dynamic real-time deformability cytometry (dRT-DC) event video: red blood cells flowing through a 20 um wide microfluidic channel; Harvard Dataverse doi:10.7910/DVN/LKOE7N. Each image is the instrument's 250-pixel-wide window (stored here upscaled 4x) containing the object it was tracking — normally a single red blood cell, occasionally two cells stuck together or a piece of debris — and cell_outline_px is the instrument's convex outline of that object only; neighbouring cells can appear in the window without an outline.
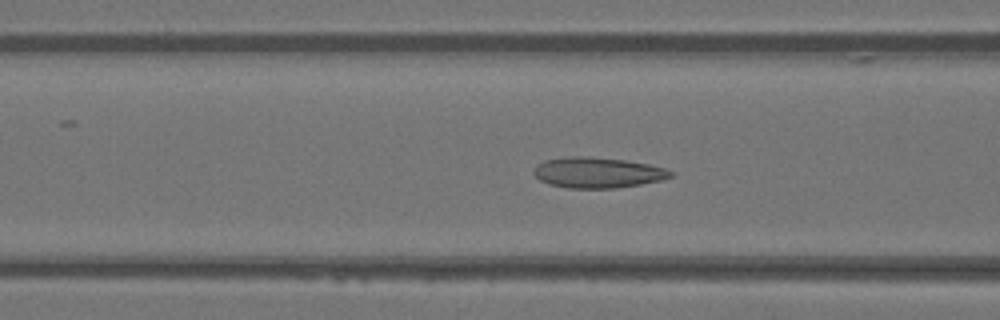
{"species": "Egyptian fruit bat (a non-hibernating species)", "species_latin": "Rousettus aegyptiacus", "temperature_condition": "warm", "stored_images_in_passage": 49, "camera_frame_rate_fps": 3000, "um_per_image_px": 0.085, "animal": {"sex": "female"}, "frame": {"image": 1, "passage_image": 19, "time_ms": 6.0, "image_size_px": [1000, 320], "cell_outline_px": [[672, 176], [660, 180], [640, 184], [616, 188], [568, 188], [548, 184], [540, 180], [532, 172], [536, 164], [544, 160], [572, 156], [588, 156], [624, 160], [648, 164], [664, 168], [672, 172]], "centroid_in_image_um": [50.74, 14.67], "position_along_channel_um": 115.9, "area_um2": 24.33}}
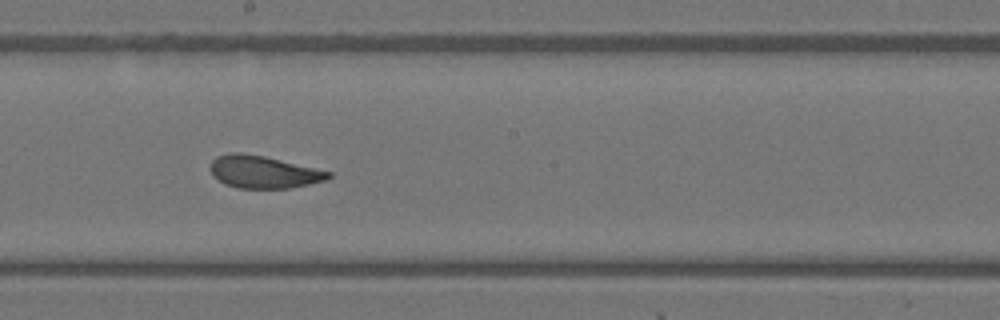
{"frame": {"image": 2, "passage_image": 27, "time_ms": 8.667, "image_size_px": [1000, 320], "cell_outline_px": [[332, 176], [324, 180], [308, 184], [288, 188], [236, 188], [224, 184], [208, 168], [212, 160], [216, 156], [232, 152], [240, 152], [264, 156], [332, 172]], "centroid_in_image_um": [22.36, 14.61], "position_along_channel_um": 225.8, "area_um2": 22.14}}
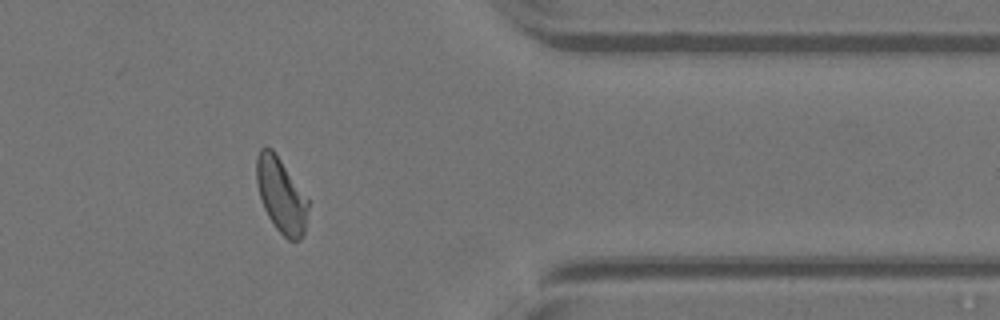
{"frame": {"image": 3, "passage_image": 40, "time_ms": 13.0, "image_size_px": [1000, 320], "cell_outline_px": [[308, 208], [304, 232], [300, 240], [288, 240], [276, 228], [268, 216], [264, 208], [256, 184], [256, 156], [260, 148], [272, 148], [308, 196]], "centroid_in_image_um": [23.9, 16.57], "position_along_channel_um": 387.5, "area_um2": 22.6}, "authors_computed_cell_mechanics": {"area_um2": 23.409, "velocity_mm_per_s": 4.1151, "shape_relaxation_time_tau1_ms": 6.9612, "shape_relaxation_time_tau2_ms": 1.0065, "deformation_change_tau1": 0.1876, "deformation_change_tau2": 0.0818}}